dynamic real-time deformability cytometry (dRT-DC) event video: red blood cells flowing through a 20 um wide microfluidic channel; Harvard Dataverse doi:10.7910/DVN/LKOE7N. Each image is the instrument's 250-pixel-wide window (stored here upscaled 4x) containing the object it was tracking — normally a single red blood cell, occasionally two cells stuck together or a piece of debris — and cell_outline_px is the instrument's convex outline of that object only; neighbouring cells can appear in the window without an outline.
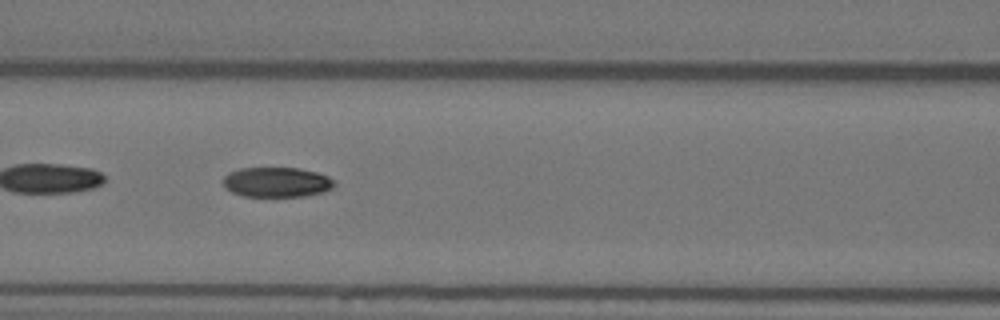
{"species": "Egyptian fruit bat (a non-hibernating species)", "species_latin": "Rousettus aegyptiacus", "temperature_condition": "warm", "stored_images_in_passage": 55, "camera_frame_rate_fps": 3000, "um_per_image_px": 0.085, "animal": {"sex": "female"}, "frame": {"image": 1, "passage_image": 24, "time_ms": 7.667, "image_size_px": [1000, 320], "cell_outline_px": [[336, 184], [332, 188], [324, 192], [304, 196], [244, 196], [232, 192], [224, 188], [224, 176], [228, 172], [240, 168], [300, 168], [316, 172], [328, 176]], "centroid_in_image_um": [23.51, 15.48], "position_along_channel_um": 143.1, "area_um2": 19.42}}
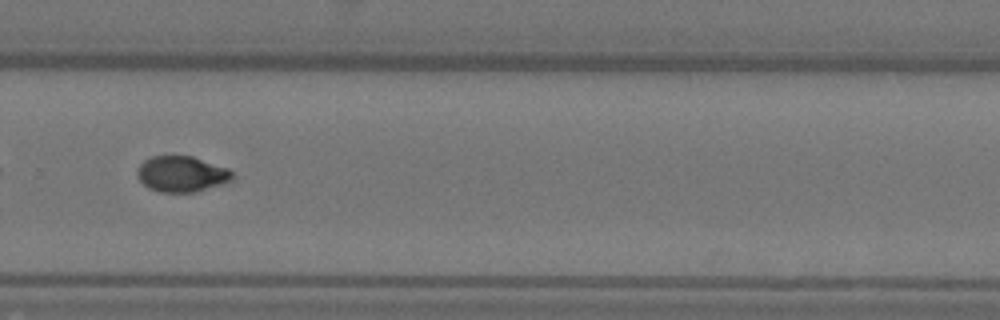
{"frame": {"image": 2, "passage_image": 38, "time_ms": 12.333, "image_size_px": [1000, 320], "cell_outline_px": [[236, 176], [232, 180], [224, 184], [196, 192], [160, 192], [148, 188], [136, 176], [136, 172], [140, 164], [144, 160], [152, 156], [192, 156], [228, 168]], "centroid_in_image_um": [15.46, 14.8], "position_along_channel_um": 314.3, "area_um2": 20.06}}
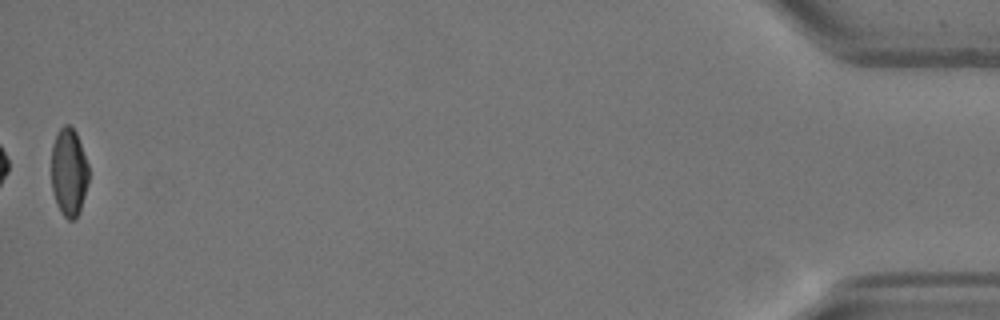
{"frame": {"image": 3, "passage_image": 55, "time_ms": 18.0, "image_size_px": [1000, 320], "cell_outline_px": [[88, 184], [80, 212], [72, 220], [68, 220], [64, 216], [56, 204], [52, 192], [52, 144], [56, 132], [64, 124], [68, 124], [76, 132], [88, 164]], "centroid_in_image_um": [5.85, 14.63], "position_along_channel_um": 429.4, "area_um2": 19.25}, "authors_computed_cell_mechanics": {"area_um2": 20.4612, "velocity_mm_per_s": 3.6914, "shape_relaxation_time_tau1_ms": 6.1201, "shape_relaxation_time_tau2_ms": 3.2048, "deformation_change_tau1": 0.2056, "deformation_change_tau2": 0.0503}}